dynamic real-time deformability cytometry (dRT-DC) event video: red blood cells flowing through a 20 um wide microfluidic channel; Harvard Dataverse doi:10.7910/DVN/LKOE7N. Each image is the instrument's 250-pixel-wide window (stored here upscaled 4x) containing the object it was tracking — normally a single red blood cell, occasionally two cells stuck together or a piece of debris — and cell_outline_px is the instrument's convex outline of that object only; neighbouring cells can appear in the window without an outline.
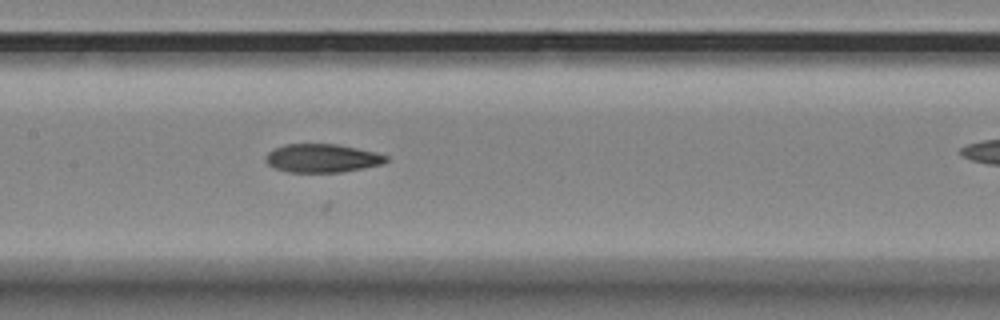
{"species": "Egyptian fruit bat (a non-hibernating species)", "species_latin": "Rousettus aegyptiacus", "temperature_condition": "room temperature", "stored_images_in_passage": 31, "camera_frame_rate_fps": 3000, "um_per_image_px": 0.085, "animal": {"sex": "female"}, "frame": {"image": 1, "passage_image": 15, "time_ms": 4.667, "image_size_px": [1000, 320], "cell_outline_px": [[388, 160], [384, 164], [364, 168], [340, 172], [288, 172], [276, 168], [268, 164], [264, 160], [264, 156], [268, 152], [284, 144], [336, 144], [376, 152], [388, 156]], "centroid_in_image_um": [27.39, 13.45], "position_along_channel_um": 180.0, "area_um2": 20.0}}
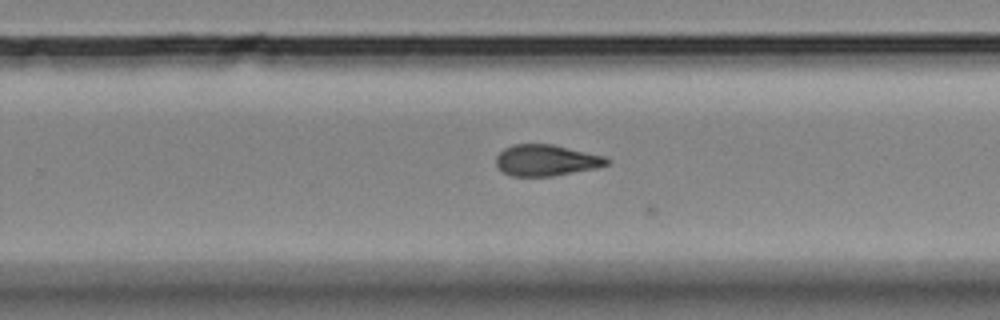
{"frame": {"image": 2, "passage_image": 24, "time_ms": 7.667, "image_size_px": [1000, 320], "cell_outline_px": [[608, 164], [596, 168], [552, 176], [512, 176], [504, 172], [496, 164], [496, 156], [504, 148], [512, 144], [552, 144], [604, 156], [608, 160]], "centroid_in_image_um": [46.4, 13.62], "position_along_channel_um": 283.4, "area_um2": 19.94}}
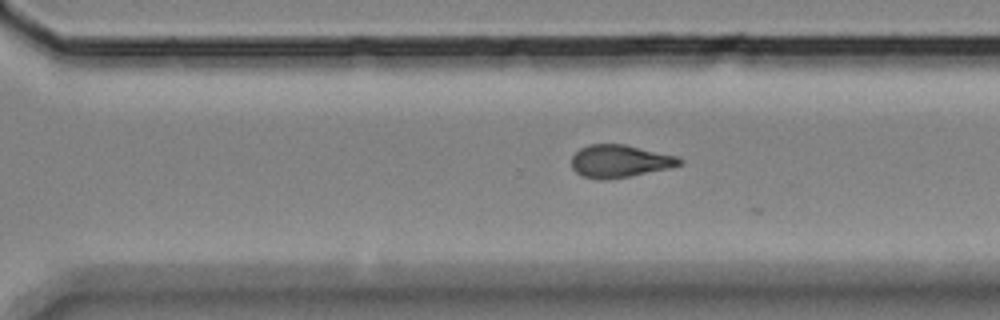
{"frame": {"image": 3, "passage_image": 27, "time_ms": 8.667, "image_size_px": [1000, 320], "cell_outline_px": [[684, 160], [680, 164], [668, 168], [628, 176], [600, 180], [584, 176], [576, 172], [572, 168], [572, 156], [580, 148], [588, 144], [624, 144], [676, 156]], "centroid_in_image_um": [52.64, 13.68], "position_along_channel_um": 318.0, "area_um2": 20.17}}